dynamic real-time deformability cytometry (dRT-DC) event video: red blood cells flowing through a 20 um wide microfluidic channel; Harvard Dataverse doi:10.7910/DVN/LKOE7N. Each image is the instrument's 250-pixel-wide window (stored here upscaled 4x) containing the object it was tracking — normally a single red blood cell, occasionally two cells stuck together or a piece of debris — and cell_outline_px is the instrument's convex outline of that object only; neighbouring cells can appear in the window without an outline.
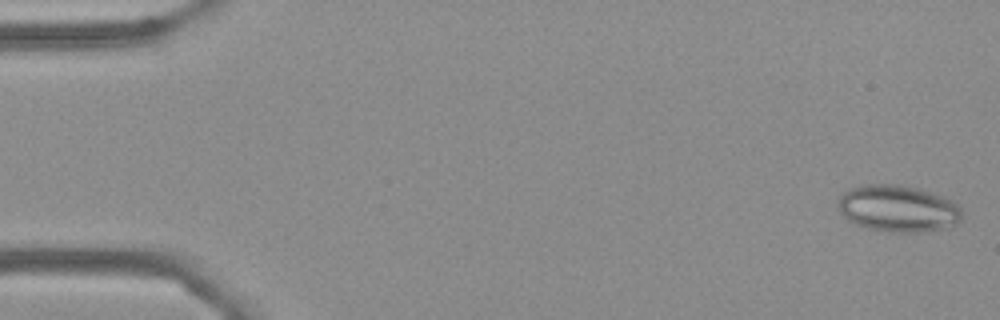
{"species": "Egyptian fruit bat (a non-hibernating species)", "species_latin": "Rousettus aegyptiacus", "temperature_condition": "cold", "stored_images_in_passage": 56, "camera_frame_rate_fps": 3000, "um_per_image_px": 0.085, "frame": {"image": 1, "passage_image": 2, "time_ms": 0.333, "image_size_px": [1000, 320], "cell_outline_px": [[960, 220], [944, 228], [920, 232], [888, 232], [868, 228], [856, 224], [848, 220], [840, 212], [840, 196], [848, 188], [864, 184], [896, 184], [916, 188], [952, 200], [960, 204]], "centroid_in_image_um": [76.31, 17.72], "position_along_channel_um": 8.7, "area_um2": 33.41}}
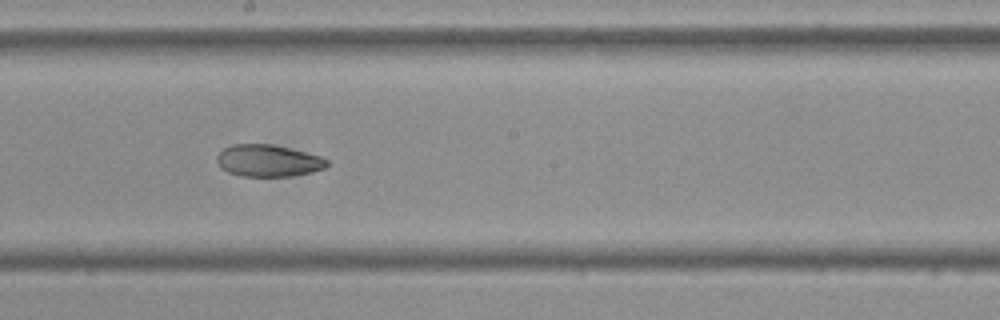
{"frame": {"image": 2, "passage_image": 31, "time_ms": 10.0, "image_size_px": [1000, 320], "cell_outline_px": [[328, 164], [324, 168], [312, 172], [288, 176], [240, 176], [228, 172], [220, 168], [216, 160], [216, 156], [224, 148], [232, 144], [272, 144], [320, 156], [328, 160]], "centroid_in_image_um": [22.75, 13.66], "position_along_channel_um": 225.4, "area_um2": 20.4}}
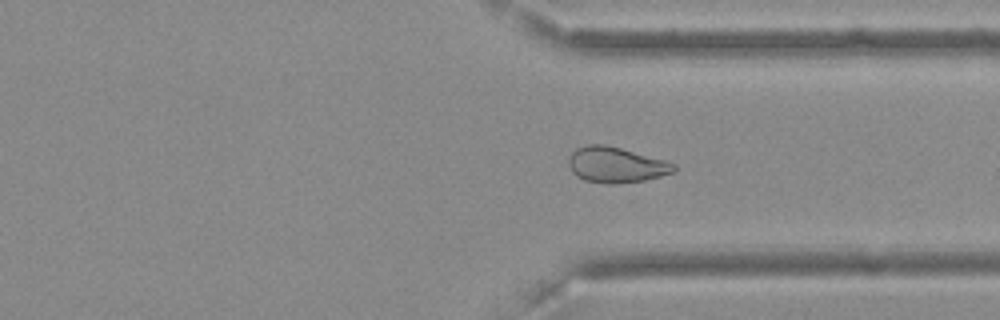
{"frame": {"image": 3, "passage_image": 42, "time_ms": 13.667, "image_size_px": [1000, 320], "cell_outline_px": [[676, 172], [644, 180], [616, 184], [604, 184], [584, 180], [576, 176], [572, 172], [568, 164], [568, 156], [576, 148], [584, 144], [604, 144], [620, 148], [664, 160], [676, 164]], "centroid_in_image_um": [52.32, 14.01], "position_along_channel_um": 359.1, "area_um2": 22.02}, "authors_computed_cell_mechanics": {"area_um2": 24.6517, "velocity_mm_per_s": 3.6403, "shape_relaxation_time_tau1_ms": null, "shape_relaxation_time_tau2_ms": 3.3284, "deformation_change_tau1": null, "deformation_change_tau2": 0.0896}}